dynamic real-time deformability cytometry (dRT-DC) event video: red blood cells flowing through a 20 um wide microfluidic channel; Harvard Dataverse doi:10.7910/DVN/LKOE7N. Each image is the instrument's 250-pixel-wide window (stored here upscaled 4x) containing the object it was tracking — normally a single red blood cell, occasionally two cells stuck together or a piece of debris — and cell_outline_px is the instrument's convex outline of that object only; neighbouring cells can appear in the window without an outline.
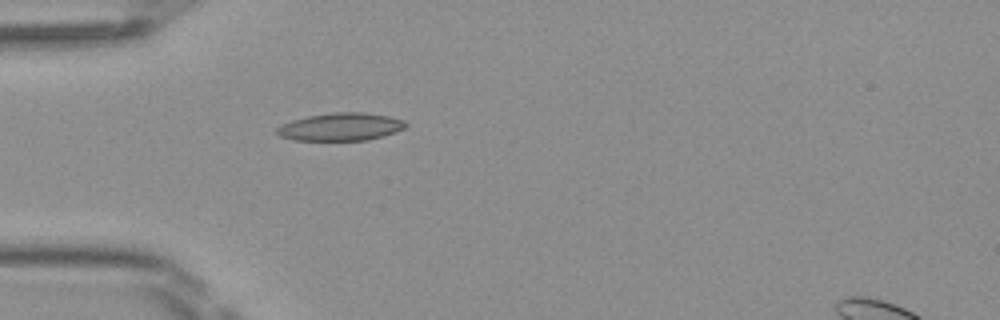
{"species": "Egyptian fruit bat (a non-hibernating species)", "species_latin": "Rousettus aegyptiacus", "temperature_condition": "room temperature", "stored_images_in_passage": 36, "camera_frame_rate_fps": 3000, "um_per_image_px": 0.085, "frame": {"image": 1, "passage_image": 1, "time_ms": 0.0, "image_size_px": [1000, 320], "cell_outline_px": [[408, 124], [404, 128], [396, 132], [384, 136], [368, 140], [296, 140], [280, 136], [276, 132], [276, 128], [280, 124], [292, 120], [308, 116], [332, 112], [364, 112], [388, 116], [404, 120]], "centroid_in_image_um": [28.97, 10.77], "position_along_channel_um": 56.0, "area_um2": 20.92}}
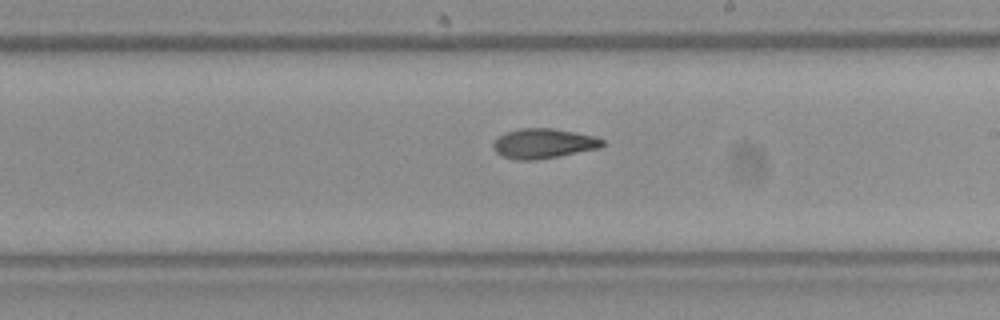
{"frame": {"image": 2, "passage_image": 15, "time_ms": 4.667, "image_size_px": [1000, 320], "cell_outline_px": [[604, 144], [600, 148], [536, 160], [516, 160], [504, 156], [496, 152], [492, 148], [492, 144], [496, 136], [504, 132], [520, 128], [552, 128], [576, 132], [596, 136], [604, 140]], "centroid_in_image_um": [46.16, 12.18], "position_along_channel_um": 242.8, "area_um2": 19.19}}
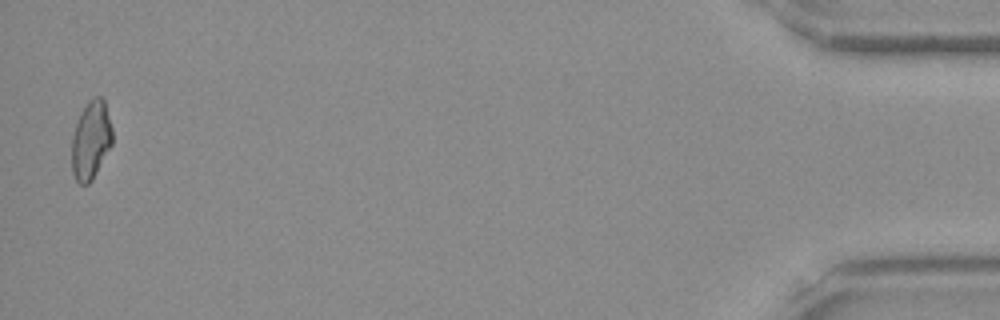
{"frame": {"image": 3, "passage_image": 35, "time_ms": 11.333, "image_size_px": [1000, 320], "cell_outline_px": [[112, 144], [92, 180], [88, 184], [80, 184], [76, 180], [72, 172], [72, 136], [80, 112], [88, 100], [92, 96], [100, 96], [104, 100], [112, 128]], "centroid_in_image_um": [7.72, 11.89], "position_along_channel_um": 427.5, "area_um2": 18.55}, "authors_computed_cell_mechanics": {"area_um2": 18.9006, "velocity_mm_per_s": 4.1218, "shape_relaxation_time_tau1_ms": null, "shape_relaxation_time_tau2_ms": 5.7538, "deformation_change_tau1": null, "deformation_change_tau2": 0.1317}}